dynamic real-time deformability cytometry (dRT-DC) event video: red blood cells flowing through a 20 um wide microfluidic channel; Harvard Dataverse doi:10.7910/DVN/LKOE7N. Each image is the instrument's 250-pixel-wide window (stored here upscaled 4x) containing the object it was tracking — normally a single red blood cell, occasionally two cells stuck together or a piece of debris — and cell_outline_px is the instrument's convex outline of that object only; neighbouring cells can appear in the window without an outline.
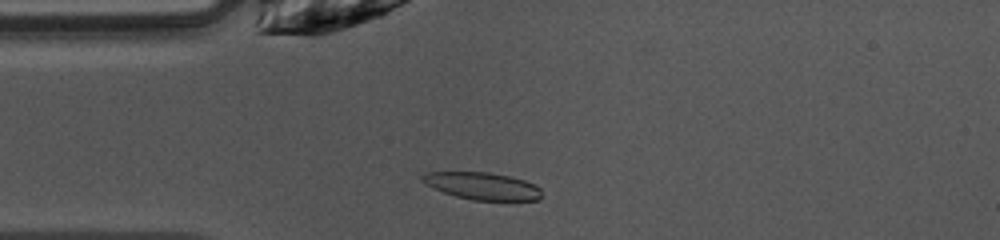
{"species": "common noctule bat (a hibernating species)", "species_latin": "Nyctalus noctula", "temperature_condition": "warm", "stored_images_in_passage": 48, "camera_frame_rate_fps": 3000, "um_per_image_px": 0.085, "animal": {"sex": "female", "body_mass_g": 10.0, "forearm_length_mm": 53.1}, "frame": {"image": 1, "passage_image": 11, "time_ms": 3.333, "image_size_px": [1000, 240], "cell_outline_px": [[540, 200], [472, 200], [456, 196], [444, 192], [420, 180], [420, 176], [424, 172], [488, 172], [508, 176], [524, 180], [536, 184], [540, 188]], "centroid_in_image_um": [41.01, 15.8], "position_along_channel_um": 44.0, "area_um2": 18.79}}
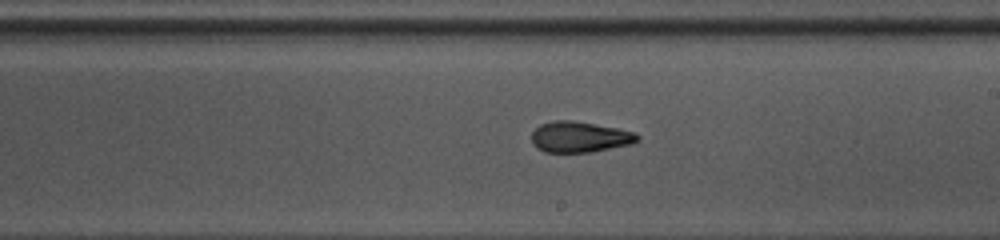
{"frame": {"image": 2, "passage_image": 26, "time_ms": 8.333, "image_size_px": [1000, 240], "cell_outline_px": [[640, 140], [632, 144], [592, 152], [544, 152], [536, 148], [532, 144], [532, 132], [540, 124], [552, 120], [572, 120], [620, 128], [636, 132], [640, 136]], "centroid_in_image_um": [49.3, 11.63], "position_along_channel_um": 239.7, "area_um2": 19.36}}
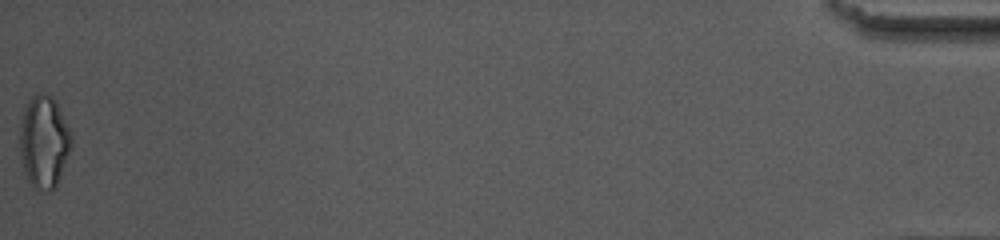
{"frame": {"image": 3, "passage_image": 48, "time_ms": 15.667, "image_size_px": [1000, 240], "cell_outline_px": [[72, 148], [56, 188], [48, 192], [32, 188], [24, 172], [20, 152], [20, 120], [24, 108], [28, 100], [36, 92], [44, 92], [52, 96], [56, 100], [72, 136]], "centroid_in_image_um": [3.74, 12.06], "position_along_channel_um": 431.5, "area_um2": 28.38}, "authors_computed_cell_mechanics": {"area_um2": 19.3052, "velocity_mm_per_s": 4.0789, "shape_relaxation_time_tau1_ms": 5.3925, "shape_relaxation_time_tau2_ms": 3.4766, "deformation_change_tau1": 0.207, "deformation_change_tau2": 0.1261}}